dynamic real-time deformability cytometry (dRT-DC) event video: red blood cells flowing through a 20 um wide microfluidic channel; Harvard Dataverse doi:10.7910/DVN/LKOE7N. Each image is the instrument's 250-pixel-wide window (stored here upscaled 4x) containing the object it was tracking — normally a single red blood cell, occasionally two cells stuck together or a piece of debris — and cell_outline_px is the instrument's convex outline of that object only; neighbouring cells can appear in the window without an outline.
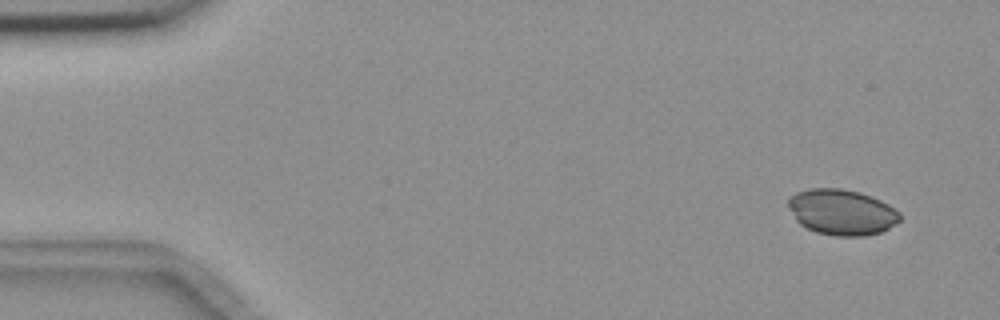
{"species": "common noctule bat (a hibernating species)", "species_latin": "Nyctalus noctula", "temperature_condition": "room temperature", "stored_images_in_passage": 4, "camera_frame_rate_fps": 3000, "um_per_image_px": 0.085, "animal": {"sex": "female", "body_mass_g": 18.4}, "frame": {"image": 1, "passage_image": 1, "time_ms": 0.0, "image_size_px": [1000, 320], "cell_outline_px": [[900, 220], [896, 224], [880, 232], [864, 236], [836, 236], [816, 232], [800, 224], [796, 220], [788, 208], [788, 200], [796, 192], [808, 188], [840, 188], [860, 192], [880, 200], [888, 204], [900, 212]], "centroid_in_image_um": [71.55, 18.03], "position_along_channel_um": 13.5, "area_um2": 29.77}}